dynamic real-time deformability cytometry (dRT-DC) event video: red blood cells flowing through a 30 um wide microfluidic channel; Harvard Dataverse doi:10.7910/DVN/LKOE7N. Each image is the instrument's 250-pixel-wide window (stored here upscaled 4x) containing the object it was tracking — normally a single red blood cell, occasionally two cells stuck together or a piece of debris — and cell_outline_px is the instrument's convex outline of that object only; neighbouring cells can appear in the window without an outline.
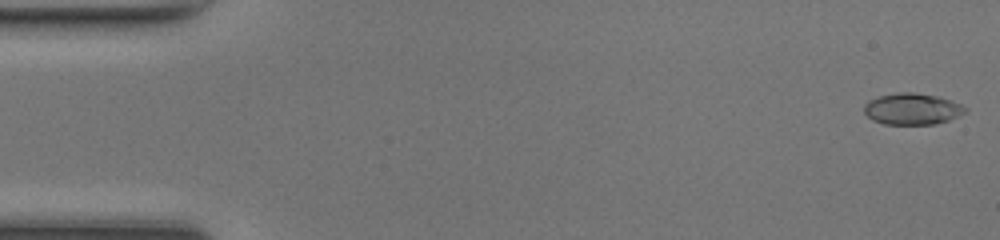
{"species": "common noctule bat (a hibernating species)", "species_latin": "Nyctalus noctula", "temperature_condition": "room temperature", "stored_images_in_passage": 48, "camera_frame_rate_fps": 3000, "um_per_image_px": 0.085, "animal": {"sex": "female", "body_mass_g": 17.0, "forearm_length_mm": 48.0}, "frame": {"image": 1, "passage_image": 1, "time_ms": 0.0, "image_size_px": [1000, 240], "cell_outline_px": [[968, 112], [948, 120], [932, 124], [884, 124], [872, 120], [864, 112], [864, 104], [868, 100], [880, 96], [896, 92], [912, 92], [936, 96], [960, 104], [968, 108]], "centroid_in_image_um": [77.52, 9.26], "position_along_channel_um": 7.5, "area_um2": 18.44}}
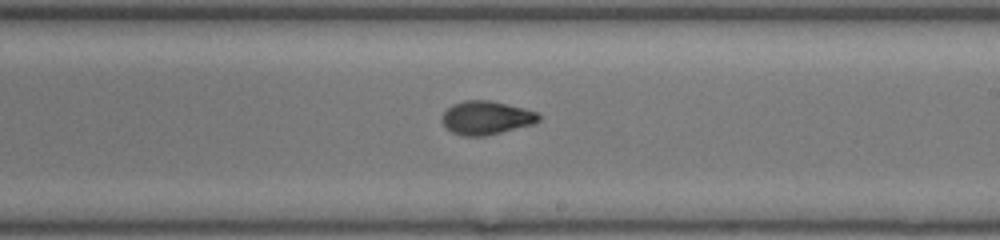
{"frame": {"image": 2, "passage_image": 28, "time_ms": 9.0, "image_size_px": [1000, 240], "cell_outline_px": [[540, 120], [536, 124], [484, 136], [464, 136], [452, 132], [444, 128], [440, 120], [440, 116], [452, 104], [464, 100], [488, 100], [536, 112], [540, 116]], "centroid_in_image_um": [41.28, 10.03], "position_along_channel_um": 247.7, "area_um2": 18.96}}
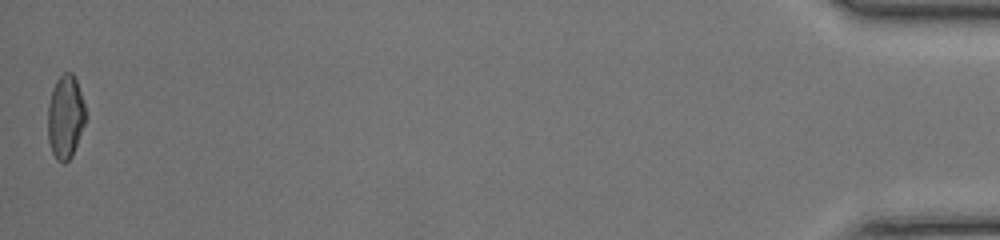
{"frame": {"image": 3, "passage_image": 48, "time_ms": 15.667, "image_size_px": [1000, 240], "cell_outline_px": [[88, 116], [72, 156], [64, 164], [56, 160], [52, 152], [48, 140], [48, 104], [52, 88], [56, 80], [64, 72], [72, 72], [76, 80], [88, 112]], "centroid_in_image_um": [5.58, 9.94], "position_along_channel_um": 429.6, "area_um2": 18.79}, "authors_computed_cell_mechanics": {"area_um2": 18.4671, "velocity_mm_per_s": 4.2954, "shape_relaxation_time_tau1_ms": 3.9315, "shape_relaxation_time_tau2_ms": 1.4899, "deformation_change_tau1": 0.1762, "deformation_change_tau2": 0.0595}}